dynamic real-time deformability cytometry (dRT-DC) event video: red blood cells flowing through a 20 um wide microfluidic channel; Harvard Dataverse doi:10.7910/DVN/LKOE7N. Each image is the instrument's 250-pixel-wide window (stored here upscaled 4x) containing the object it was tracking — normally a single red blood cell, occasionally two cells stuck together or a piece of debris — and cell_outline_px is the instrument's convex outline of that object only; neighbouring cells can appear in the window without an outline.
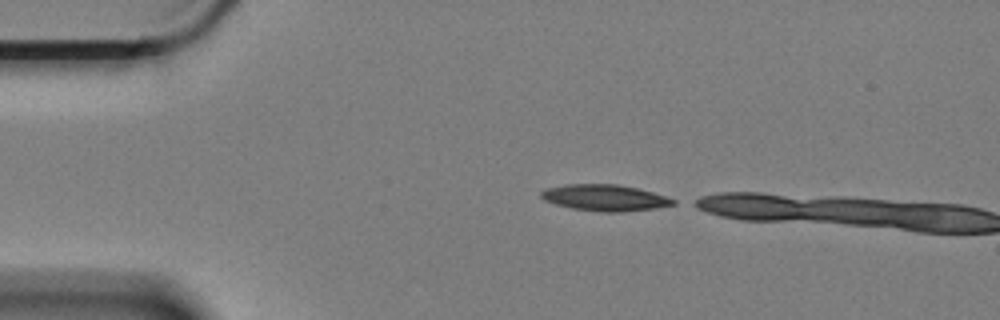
{"species": "Egyptian fruit bat (a non-hibernating species)", "species_latin": "Rousettus aegyptiacus", "temperature_condition": "cold", "stored_images_in_passage": 10, "camera_frame_rate_fps": 3000, "um_per_image_px": 0.085, "animal": {"sex": "female"}, "frame": {"image": 1, "passage_image": 1, "time_ms": 0.0, "image_size_px": [1000, 320], "cell_outline_px": [[676, 204], [656, 208], [620, 212], [600, 212], [572, 208], [556, 204], [544, 200], [540, 196], [540, 192], [544, 188], [564, 184], [616, 184], [636, 188], [652, 192], [676, 200]], "centroid_in_image_um": [51.37, 16.8], "position_along_channel_um": 33.6, "area_um2": 20.23}}
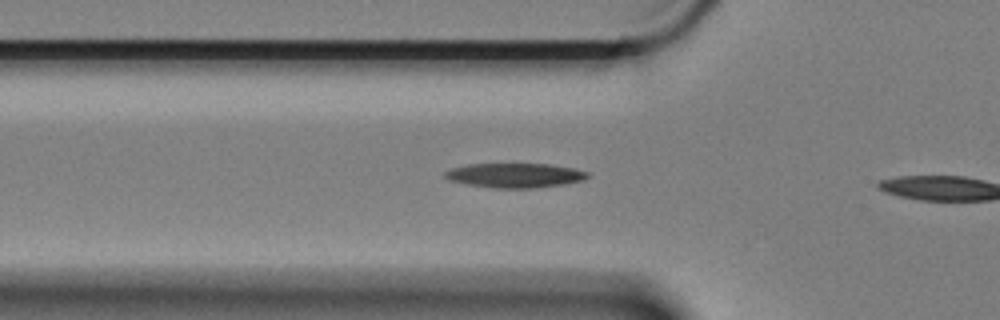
{"frame": {"image": 2, "passage_image": 9, "time_ms": 2.667, "image_size_px": [1000, 320], "cell_outline_px": [[588, 176], [584, 180], [564, 184], [532, 188], [492, 188], [464, 184], [448, 180], [444, 176], [444, 172], [452, 168], [468, 164], [548, 164], [576, 168], [588, 172]], "centroid_in_image_um": [43.75, 14.91], "position_along_channel_um": 82.1, "area_um2": 20.46}}